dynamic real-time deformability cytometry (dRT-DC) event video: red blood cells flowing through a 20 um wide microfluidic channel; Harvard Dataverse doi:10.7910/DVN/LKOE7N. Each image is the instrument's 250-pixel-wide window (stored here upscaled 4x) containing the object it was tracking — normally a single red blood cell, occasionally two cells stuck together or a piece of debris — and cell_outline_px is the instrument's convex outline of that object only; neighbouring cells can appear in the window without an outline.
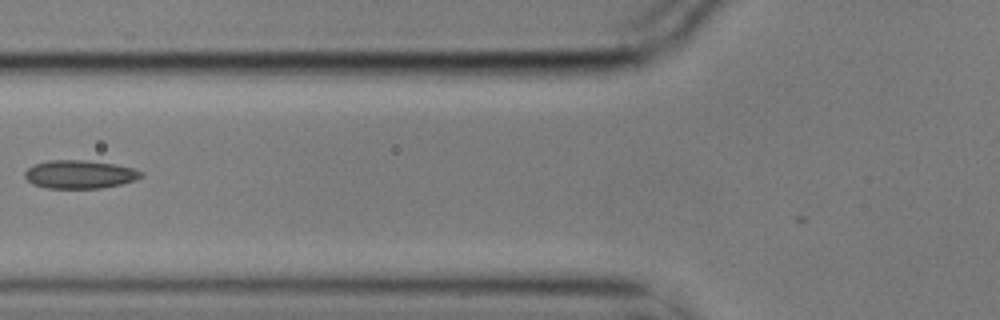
{"species": "common noctule bat (a hibernating species)", "species_latin": "Nyctalus noctula", "temperature_condition": "cold", "stored_images_in_passage": 3, "camera_frame_rate_fps": 3000, "um_per_image_px": 0.085, "animal": {"sex": "male", "body_mass_g": 17.9}, "frame": {"image": 1, "passage_image": 2, "time_ms": 0.333, "image_size_px": [1000, 320], "cell_outline_px": [[144, 176], [136, 180], [120, 184], [100, 188], [44, 188], [32, 184], [24, 176], [24, 172], [28, 168], [36, 164], [48, 160], [84, 160], [112, 164], [132, 168], [144, 172]], "centroid_in_image_um": [6.77, 14.82], "position_along_channel_um": 119.0, "area_um2": 19.13}}